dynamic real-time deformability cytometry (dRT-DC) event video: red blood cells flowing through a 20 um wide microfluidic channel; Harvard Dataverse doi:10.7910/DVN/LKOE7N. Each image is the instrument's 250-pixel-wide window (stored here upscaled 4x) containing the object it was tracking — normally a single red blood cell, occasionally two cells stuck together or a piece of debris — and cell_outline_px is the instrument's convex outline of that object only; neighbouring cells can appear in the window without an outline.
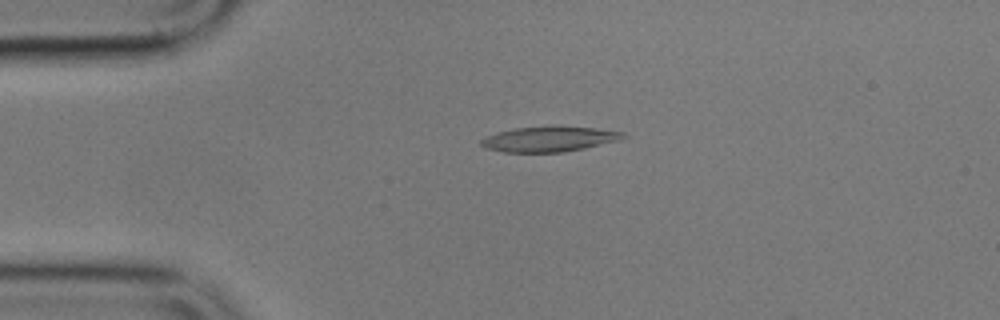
{"species": "common noctule bat (a hibernating species)", "species_latin": "Nyctalus noctula", "temperature_condition": "cold", "stored_images_in_passage": 4, "camera_frame_rate_fps": 3000, "um_per_image_px": 0.085, "animal": {"sex": "male", "body_mass_g": 17.9}, "frame": {"image": 1, "passage_image": 3, "time_ms": 3.0, "image_size_px": [1000, 320], "cell_outline_px": [[628, 136], [620, 140], [584, 148], [564, 152], [504, 152], [484, 148], [480, 144], [480, 140], [496, 132], [516, 128], [556, 124], [596, 128], [624, 132]], "centroid_in_image_um": [46.71, 11.79], "position_along_channel_um": 38.3, "area_um2": 21.39}}